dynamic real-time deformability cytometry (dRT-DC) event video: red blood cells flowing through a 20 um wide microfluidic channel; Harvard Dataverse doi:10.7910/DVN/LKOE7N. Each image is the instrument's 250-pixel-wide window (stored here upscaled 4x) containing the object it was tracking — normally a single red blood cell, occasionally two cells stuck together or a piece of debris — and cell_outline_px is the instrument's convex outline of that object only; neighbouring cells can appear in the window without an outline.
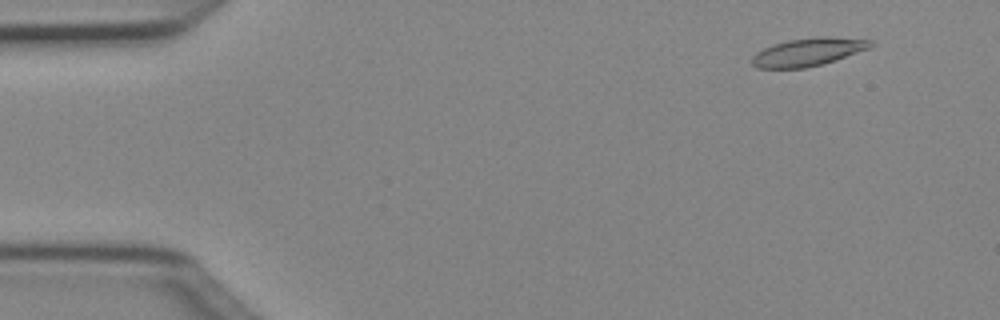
{"species": "Egyptian fruit bat (a non-hibernating species)", "species_latin": "Rousettus aegyptiacus", "temperature_condition": "cold", "stored_images_in_passage": 51, "camera_frame_rate_fps": 3000, "um_per_image_px": 0.085, "animal": {"sex": "female"}, "frame": {"image": 1, "passage_image": 5, "time_ms": 1.333, "image_size_px": [1000, 320], "cell_outline_px": [[876, 44], [868, 48], [836, 60], [824, 64], [804, 68], [756, 68], [752, 64], [752, 56], [756, 52], [764, 48], [788, 40], [816, 36], [828, 36], [872, 40]], "centroid_in_image_um": [68.7, 4.41], "position_along_channel_um": 16.3, "area_um2": 19.36}}
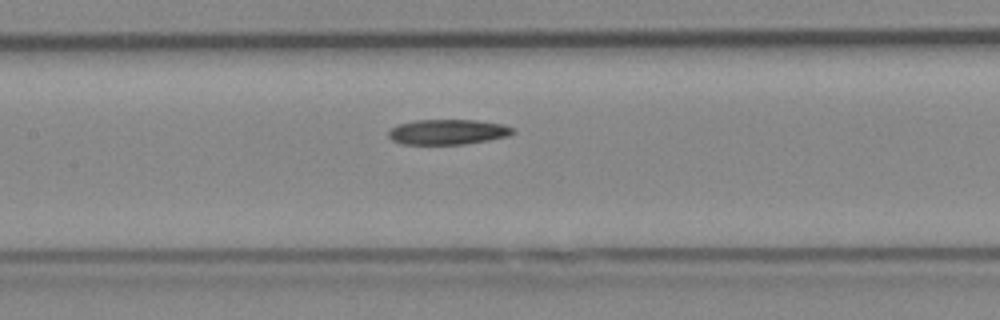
{"frame": {"image": 2, "passage_image": 24, "time_ms": 7.667, "image_size_px": [1000, 320], "cell_outline_px": [[516, 132], [508, 136], [488, 140], [464, 144], [400, 144], [392, 140], [388, 136], [388, 132], [396, 124], [412, 120], [476, 120], [504, 124], [516, 128]], "centroid_in_image_um": [38.07, 11.21], "position_along_channel_um": 169.3, "area_um2": 18.5}}
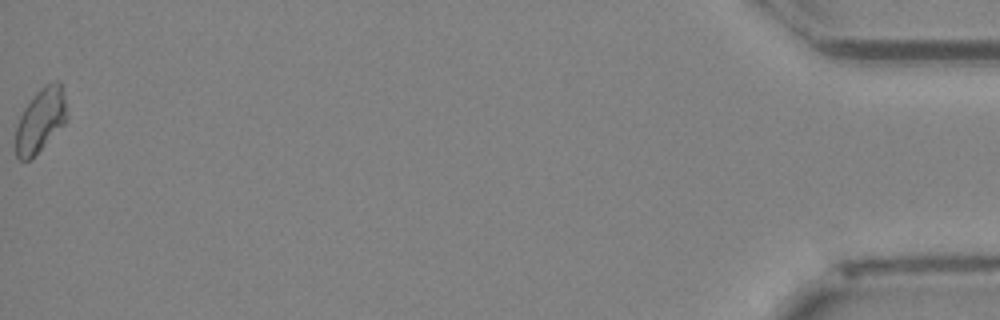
{"frame": {"image": 3, "passage_image": 51, "time_ms": 16.667, "image_size_px": [1000, 320], "cell_outline_px": [[68, 116], [64, 124], [28, 160], [20, 160], [16, 156], [16, 128], [20, 116], [24, 108], [36, 92], [44, 84], [56, 80], [60, 80], [64, 96]], "centroid_in_image_um": [3.45, 10.16], "position_along_channel_um": 431.7, "area_um2": 18.67}, "authors_computed_cell_mechanics": {"area_um2": 18.9584, "velocity_mm_per_s": 4.0259, "shape_relaxation_time_tau1_ms": null, "shape_relaxation_time_tau2_ms": 10.9549, "deformation_change_tau1": null, "deformation_change_tau2": 0.199}}